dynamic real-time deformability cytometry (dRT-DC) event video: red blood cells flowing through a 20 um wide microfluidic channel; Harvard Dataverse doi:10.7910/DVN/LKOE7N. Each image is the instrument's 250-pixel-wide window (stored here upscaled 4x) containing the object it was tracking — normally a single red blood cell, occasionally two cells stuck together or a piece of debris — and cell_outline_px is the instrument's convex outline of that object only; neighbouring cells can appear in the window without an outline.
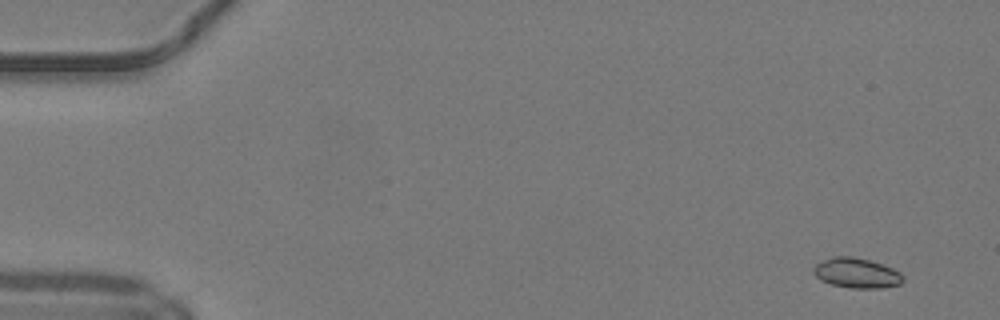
{"species": "common noctule bat (a hibernating species)", "species_latin": "Nyctalus noctula", "temperature_condition": "warm", "stored_images_in_passage": 14, "camera_frame_rate_fps": 3000, "um_per_image_px": 0.085, "animal": {"sex": "male", "body_mass_g": 19.2, "forearm_length_mm": 51.8}, "frame": {"image": 1, "passage_image": 1, "time_ms": 0.0, "image_size_px": [1000, 320], "cell_outline_px": [[904, 280], [900, 284], [884, 288], [848, 288], [832, 284], [820, 280], [812, 272], [812, 268], [816, 264], [832, 256], [852, 256], [868, 260], [892, 268], [900, 272], [904, 276]], "centroid_in_image_um": [72.8, 23.21], "position_along_channel_um": 12.2, "area_um2": 15.72}}
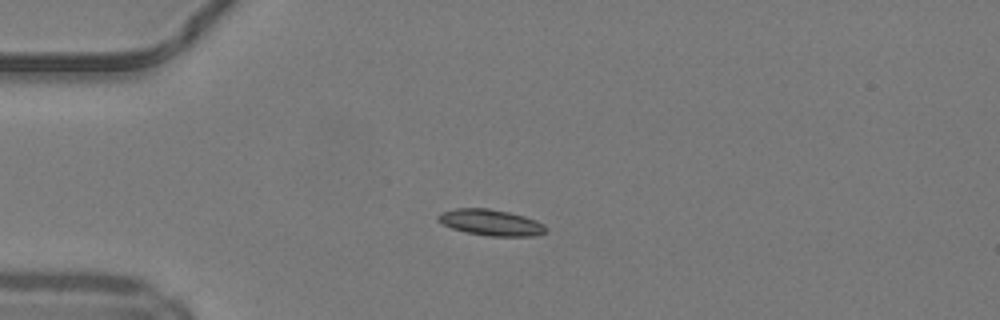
{"frame": {"image": 2, "passage_image": 11, "time_ms": 3.333, "image_size_px": [1000, 320], "cell_outline_px": [[548, 232], [536, 236], [488, 236], [464, 232], [452, 228], [436, 220], [436, 216], [440, 212], [456, 208], [488, 208], [508, 212], [524, 216], [536, 220], [544, 224], [548, 228]], "centroid_in_image_um": [41.74, 18.92], "position_along_channel_um": 43.3, "area_um2": 16.65}}